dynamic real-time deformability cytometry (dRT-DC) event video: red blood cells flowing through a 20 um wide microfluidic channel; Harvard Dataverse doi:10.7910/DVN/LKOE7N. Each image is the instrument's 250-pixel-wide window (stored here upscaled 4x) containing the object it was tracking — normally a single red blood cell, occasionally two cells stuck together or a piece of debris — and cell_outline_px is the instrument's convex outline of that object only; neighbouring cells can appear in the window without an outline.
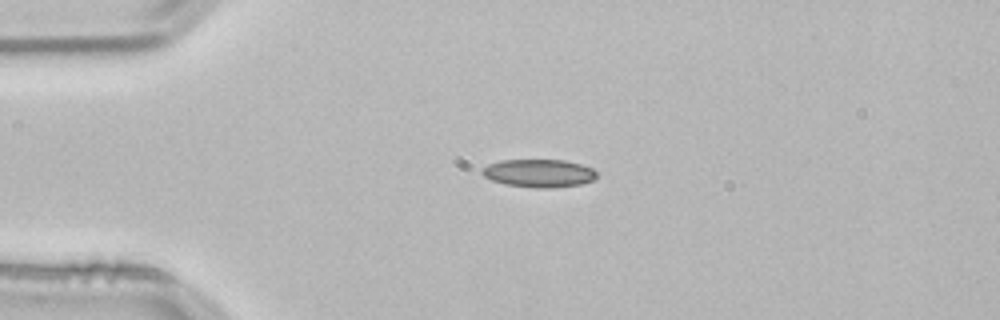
{"species": "common noctule bat (a hibernating species)", "species_latin": "Nyctalus noctula", "temperature_condition": "room temperature", "stored_images_in_passage": 42, "camera_frame_rate_fps": 3000, "um_per_image_px": 0.085, "animal": {"sex": "male", "body_mass_g": 21.5, "forearm_length_mm": 52.0}, "frame": {"image": 1, "passage_image": 1, "time_ms": 0.0, "image_size_px": [1000, 320], "cell_outline_px": [[596, 176], [592, 180], [580, 184], [552, 188], [536, 188], [504, 184], [492, 180], [484, 176], [480, 172], [480, 168], [488, 164], [500, 160], [564, 160], [580, 164], [592, 168], [596, 172]], "centroid_in_image_um": [45.76, 14.72], "position_along_channel_um": 39.2, "area_um2": 18.73}}
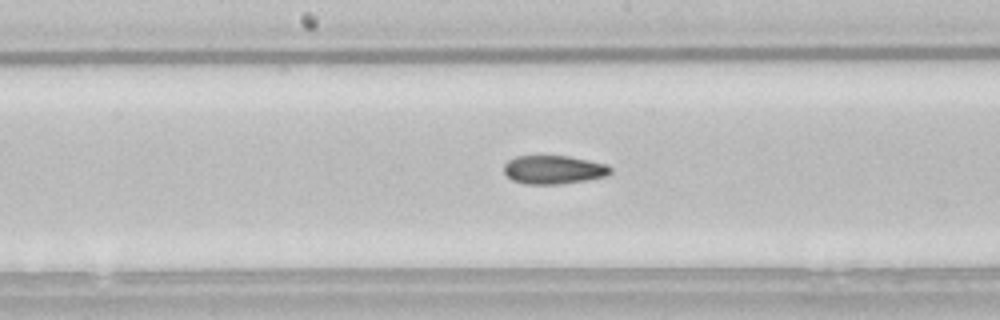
{"frame": {"image": 2, "passage_image": 16, "time_ms": 5.0, "image_size_px": [1000, 320], "cell_outline_px": [[612, 172], [608, 176], [588, 180], [560, 184], [524, 184], [512, 180], [504, 172], [504, 164], [508, 160], [516, 156], [568, 156], [608, 164], [612, 168]], "centroid_in_image_um": [47.09, 14.43], "position_along_channel_um": 201.1, "area_um2": 17.92}}
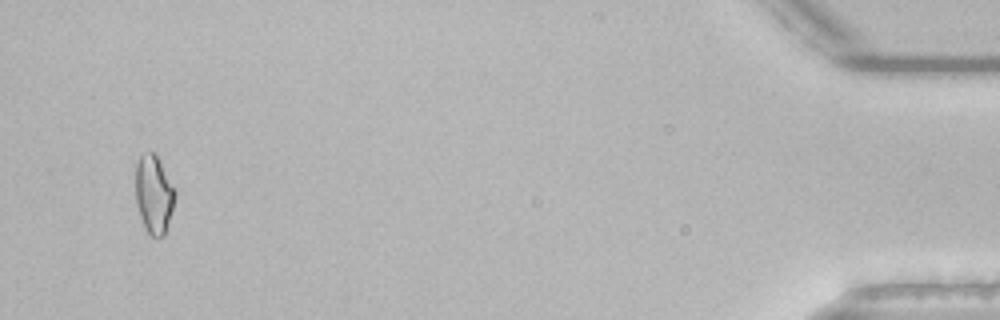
{"frame": {"image": 3, "passage_image": 40, "time_ms": 13.0, "image_size_px": [1000, 320], "cell_outline_px": [[176, 196], [168, 224], [164, 236], [152, 236], [144, 228], [136, 204], [136, 164], [140, 156], [144, 152], [152, 152], [156, 156], [176, 192]], "centroid_in_image_um": [13.06, 16.54], "position_along_channel_um": 422.1, "area_um2": 17.69}, "authors_computed_cell_mechanics": {"area_um2": 17.7735, "velocity_mm_per_s": 3.8103, "shape_relaxation_time_tau1_ms": null, "shape_relaxation_time_tau2_ms": 5.1262, "deformation_change_tau1": null, "deformation_change_tau2": 0.1201}}